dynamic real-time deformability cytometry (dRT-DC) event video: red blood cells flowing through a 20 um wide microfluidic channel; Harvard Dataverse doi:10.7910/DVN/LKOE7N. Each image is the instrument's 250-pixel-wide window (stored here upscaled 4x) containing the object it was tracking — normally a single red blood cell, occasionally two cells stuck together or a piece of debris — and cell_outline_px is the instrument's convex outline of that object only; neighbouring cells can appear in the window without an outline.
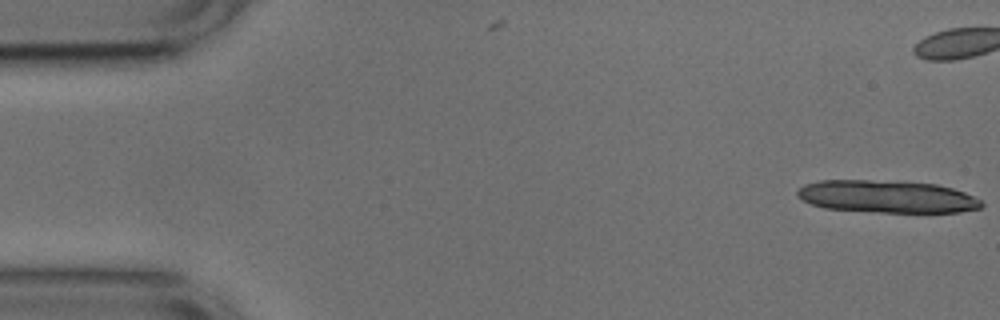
{"species": "common noctule bat (a hibernating species)", "species_latin": "Nyctalus noctula", "temperature_condition": "cold", "stored_images_in_passage": 13, "camera_frame_rate_fps": 3000, "um_per_image_px": 0.085, "animal": {"sex": "male", "body_mass_g": 17.9, "forearm_length_mm": 54.2}, "frame": {"image": 1, "passage_image": 1, "time_ms": 0.0, "image_size_px": [1000, 320], "cell_outline_px": [[984, 204], [980, 208], [960, 212], [880, 212], [824, 208], [812, 204], [796, 196], [796, 192], [804, 184], [820, 180], [900, 180], [936, 184], [952, 188], [964, 192], [980, 200]], "centroid_in_image_um": [75.38, 16.69], "position_along_channel_um": 9.6, "area_um2": 35.03}}